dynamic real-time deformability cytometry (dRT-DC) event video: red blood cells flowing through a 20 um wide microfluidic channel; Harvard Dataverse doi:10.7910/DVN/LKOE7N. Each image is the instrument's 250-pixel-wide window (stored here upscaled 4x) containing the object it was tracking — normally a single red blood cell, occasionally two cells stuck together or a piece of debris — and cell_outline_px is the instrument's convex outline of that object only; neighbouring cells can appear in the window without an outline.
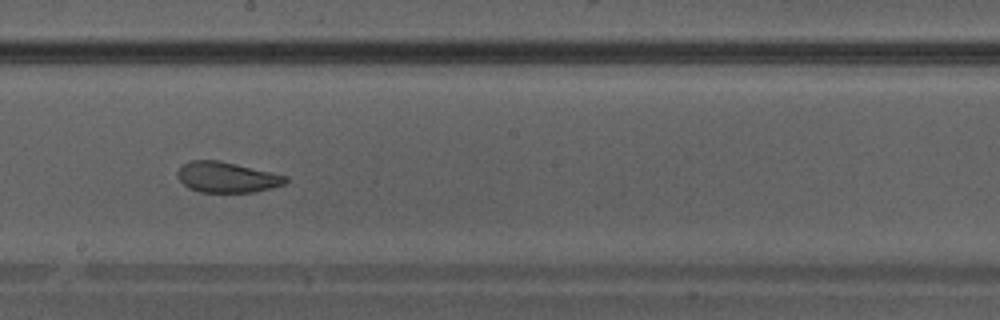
{"species": "Egyptian fruit bat (a non-hibernating species)", "species_latin": "Rousettus aegyptiacus", "temperature_condition": "warm", "stored_images_in_passage": 31, "camera_frame_rate_fps": 3000, "um_per_image_px": 0.085, "animal": {"sex": "male"}, "frame": {"image": 1, "passage_image": 14, "time_ms": 4.333, "image_size_px": [1000, 320], "cell_outline_px": [[288, 180], [284, 184], [256, 192], [200, 192], [188, 188], [176, 176], [176, 172], [184, 164], [192, 160], [220, 160], [288, 176]], "centroid_in_image_um": [19.28, 15.06], "position_along_channel_um": 228.9, "area_um2": 19.25}}